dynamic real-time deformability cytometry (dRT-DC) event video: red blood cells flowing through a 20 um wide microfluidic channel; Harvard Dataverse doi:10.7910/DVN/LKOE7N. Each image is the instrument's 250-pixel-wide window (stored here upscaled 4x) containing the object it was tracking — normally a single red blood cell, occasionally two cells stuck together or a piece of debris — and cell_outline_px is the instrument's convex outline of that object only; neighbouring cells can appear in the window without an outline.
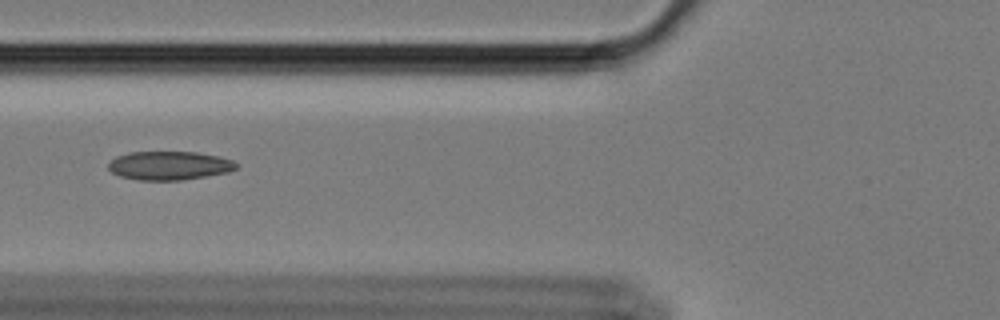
{"species": "Egyptian fruit bat (a non-hibernating species)", "species_latin": "Rousettus aegyptiacus", "temperature_condition": "cold", "stored_images_in_passage": 21, "camera_frame_rate_fps": 3000, "um_per_image_px": 0.085, "animal": {"sex": "female"}, "frame": {"image": 1, "passage_image": 4, "time_ms": 1.0, "image_size_px": [1000, 320], "cell_outline_px": [[240, 164], [236, 168], [228, 172], [180, 180], [140, 180], [120, 176], [112, 172], [108, 168], [108, 164], [116, 156], [128, 152], [196, 152], [220, 156], [232, 160]], "centroid_in_image_um": [14.4, 14.06], "position_along_channel_um": 111.4, "area_um2": 21.33}}
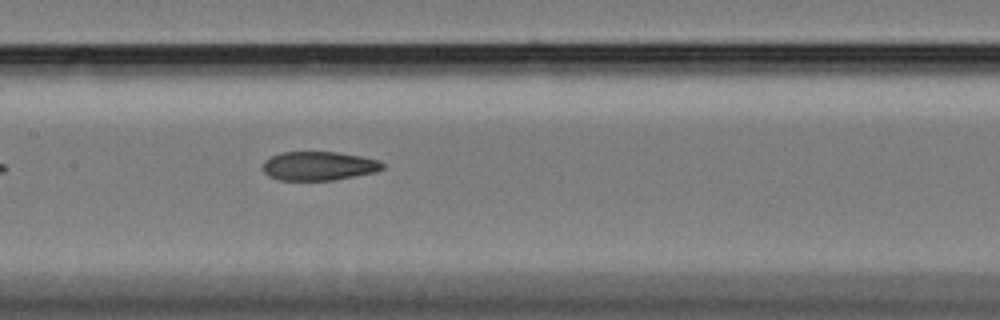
{"frame": {"image": 2, "passage_image": 10, "time_ms": 3.0, "image_size_px": [1000, 320], "cell_outline_px": [[384, 168], [376, 172], [332, 180], [280, 180], [268, 176], [264, 172], [264, 160], [280, 152], [336, 152], [360, 156], [380, 160], [384, 164]], "centroid_in_image_um": [27.1, 14.1], "position_along_channel_um": 180.3, "area_um2": 20.11}}